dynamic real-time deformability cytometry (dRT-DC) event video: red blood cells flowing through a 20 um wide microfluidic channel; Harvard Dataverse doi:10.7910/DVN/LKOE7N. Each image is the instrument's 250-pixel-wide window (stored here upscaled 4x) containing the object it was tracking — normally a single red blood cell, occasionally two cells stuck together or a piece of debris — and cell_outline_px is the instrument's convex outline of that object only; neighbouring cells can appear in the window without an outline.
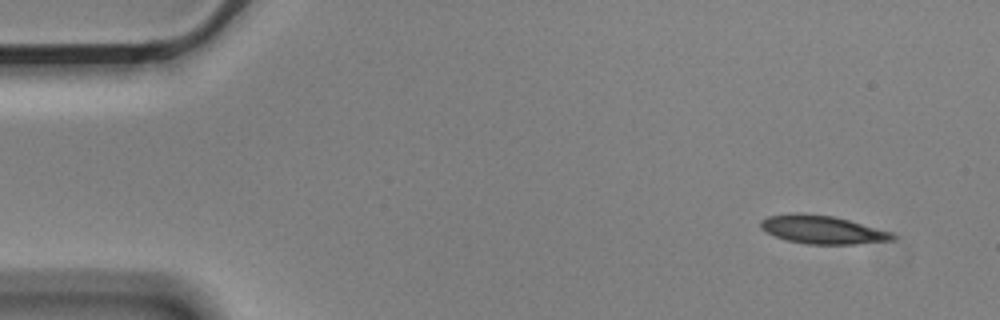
{"species": "Egyptian fruit bat (a non-hibernating species)", "species_latin": "Rousettus aegyptiacus", "temperature_condition": "cold", "stored_images_in_passage": 5, "camera_frame_rate_fps": 3000, "um_per_image_px": 0.085, "animal": {"sex": "male"}, "frame": {"image": 1, "passage_image": 1, "time_ms": 0.0, "image_size_px": [1000, 320], "cell_outline_px": [[896, 240], [856, 244], [808, 244], [788, 240], [776, 236], [760, 228], [760, 220], [768, 216], [832, 216], [848, 220], [892, 232], [896, 236]], "centroid_in_image_um": [70.01, 19.58], "position_along_channel_um": 15.0, "area_um2": 20.69}}
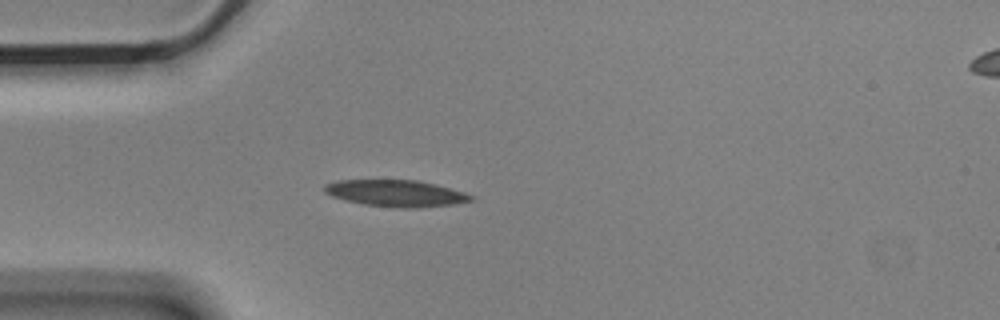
{"frame": {"image": 2, "passage_image": 4, "time_ms": 1.0, "image_size_px": [1000, 320], "cell_outline_px": [[476, 196], [472, 200], [452, 204], [420, 208], [400, 208], [364, 204], [344, 200], [332, 196], [324, 192], [324, 184], [336, 180], [420, 180], [436, 184], [464, 192]], "centroid_in_image_um": [33.65, 16.42], "position_along_channel_um": 51.4, "area_um2": 22.83}}